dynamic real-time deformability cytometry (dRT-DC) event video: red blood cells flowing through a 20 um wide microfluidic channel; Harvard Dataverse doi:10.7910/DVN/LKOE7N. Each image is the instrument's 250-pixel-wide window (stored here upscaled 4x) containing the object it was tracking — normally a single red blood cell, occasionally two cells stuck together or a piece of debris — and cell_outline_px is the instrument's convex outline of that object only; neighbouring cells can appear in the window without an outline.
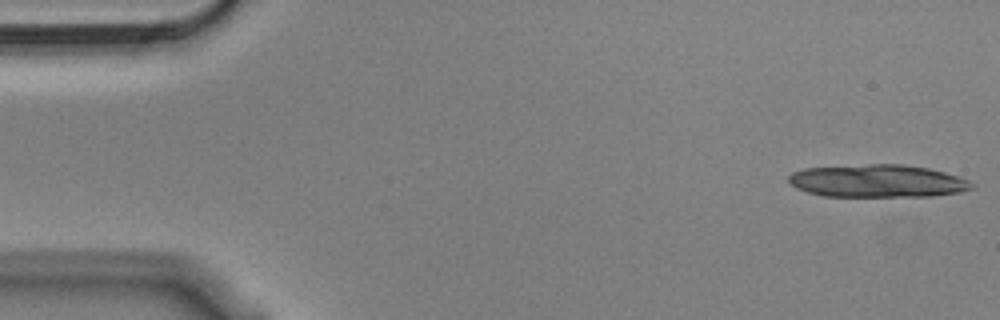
{"species": "Egyptian fruit bat (a non-hibernating species)", "species_latin": "Rousettus aegyptiacus", "temperature_condition": "cold", "stored_images_in_passage": 9, "camera_frame_rate_fps": 3000, "um_per_image_px": 0.085, "animal": {"sex": "male"}, "frame": {"image": 1, "passage_image": 1, "time_ms": 0.0, "image_size_px": [1000, 320], "cell_outline_px": [[976, 184], [972, 188], [960, 192], [932, 196], [824, 196], [808, 192], [796, 188], [788, 180], [788, 176], [792, 172], [804, 168], [868, 164], [904, 164], [928, 168], [944, 172], [968, 180]], "centroid_in_image_um": [74.59, 15.38], "position_along_channel_um": 10.4, "area_um2": 34.91}}